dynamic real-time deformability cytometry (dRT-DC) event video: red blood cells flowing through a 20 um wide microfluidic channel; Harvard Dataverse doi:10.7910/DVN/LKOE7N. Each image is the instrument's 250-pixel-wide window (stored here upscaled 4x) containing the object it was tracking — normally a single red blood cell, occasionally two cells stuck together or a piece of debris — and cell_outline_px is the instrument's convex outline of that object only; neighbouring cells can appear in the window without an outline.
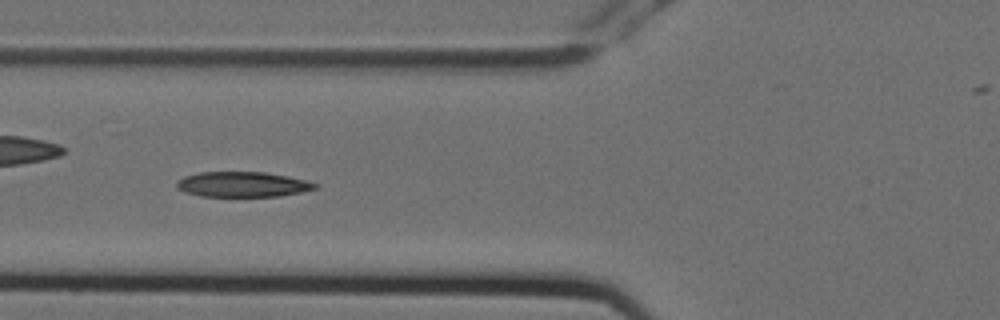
{"species": "Egyptian fruit bat (a non-hibernating species)", "species_latin": "Rousettus aegyptiacus", "temperature_condition": "cold", "stored_images_in_passage": 8, "camera_frame_rate_fps": 3000, "um_per_image_px": 0.085, "animal": {"sex": "female"}, "frame": {"image": 1, "passage_image": 7, "time_ms": 2.0, "image_size_px": [1000, 320], "cell_outline_px": [[320, 184], [316, 188], [300, 192], [276, 196], [200, 196], [184, 192], [176, 188], [176, 180], [184, 176], [200, 172], [264, 172], [288, 176]], "centroid_in_image_um": [20.57, 15.67], "position_along_channel_um": 105.2, "area_um2": 20.29}}
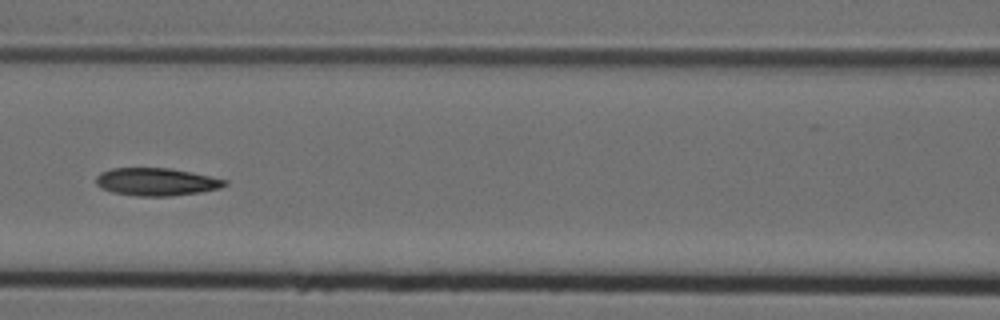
{"frame": {"image": 2, "passage_image": 8, "time_ms": 2.333, "image_size_px": [1000, 320], "cell_outline_px": [[228, 184], [220, 188], [200, 192], [168, 196], [136, 196], [112, 192], [100, 188], [96, 184], [96, 176], [100, 172], [112, 168], [168, 168], [228, 180]], "centroid_in_image_um": [13.25, 15.46], "position_along_channel_um": 153.4, "area_um2": 20.69}}